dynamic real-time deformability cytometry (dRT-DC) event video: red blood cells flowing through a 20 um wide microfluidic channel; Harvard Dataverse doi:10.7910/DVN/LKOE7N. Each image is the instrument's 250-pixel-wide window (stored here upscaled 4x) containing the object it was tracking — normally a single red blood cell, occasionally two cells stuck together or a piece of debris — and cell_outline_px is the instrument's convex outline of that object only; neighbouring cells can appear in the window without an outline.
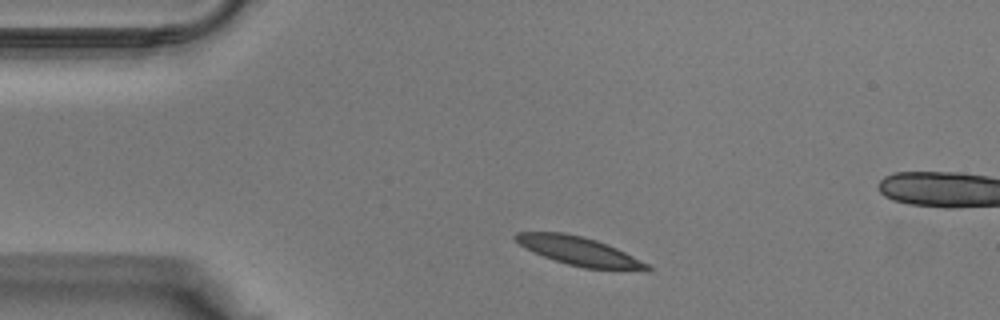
{"species": "Egyptian fruit bat (a non-hibernating species)", "species_latin": "Rousettus aegyptiacus", "temperature_condition": "warm", "stored_images_in_passage": 33, "camera_frame_rate_fps": 3000, "um_per_image_px": 0.085, "animal": {"sex": "male"}, "frame": {"image": 1, "passage_image": 1, "time_ms": 0.0, "image_size_px": [1000, 320], "cell_outline_px": [[652, 268], [648, 272], [584, 268], [568, 264], [544, 256], [520, 244], [512, 236], [516, 232], [564, 232], [584, 236], [608, 244], [648, 264]], "centroid_in_image_um": [49.31, 21.36], "position_along_channel_um": 35.7, "area_um2": 21.96}}
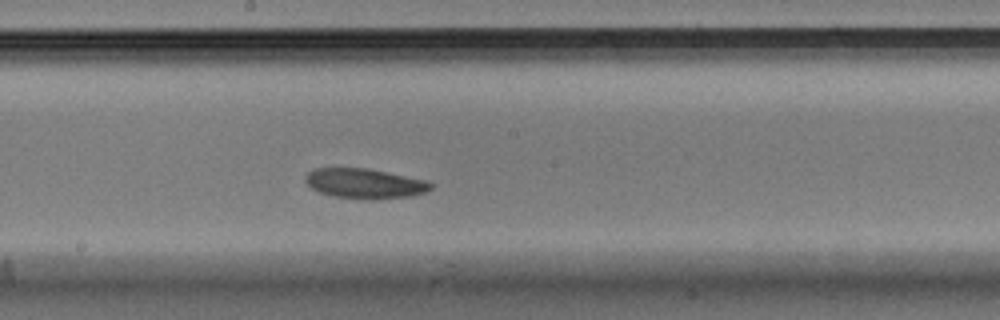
{"frame": {"image": 2, "passage_image": 14, "time_ms": 4.333, "image_size_px": [1000, 320], "cell_outline_px": [[432, 188], [424, 192], [412, 196], [376, 200], [368, 200], [332, 196], [320, 192], [312, 188], [304, 180], [304, 176], [312, 168], [368, 168], [428, 180], [432, 184]], "centroid_in_image_um": [31.0, 15.6], "position_along_channel_um": 217.2, "area_um2": 22.2}}
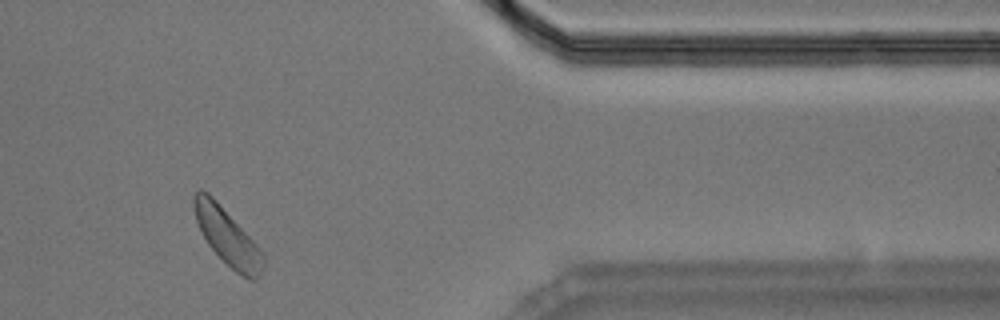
{"frame": {"image": 3, "passage_image": 26, "time_ms": 8.333, "image_size_px": [1000, 320], "cell_outline_px": [[264, 268], [260, 276], [252, 280], [236, 272], [208, 244], [196, 220], [192, 204], [192, 196], [200, 188], [208, 192], [216, 200], [252, 240], [264, 256]], "centroid_in_image_um": [19.3, 20.09], "position_along_channel_um": 392.1, "area_um2": 22.14}}